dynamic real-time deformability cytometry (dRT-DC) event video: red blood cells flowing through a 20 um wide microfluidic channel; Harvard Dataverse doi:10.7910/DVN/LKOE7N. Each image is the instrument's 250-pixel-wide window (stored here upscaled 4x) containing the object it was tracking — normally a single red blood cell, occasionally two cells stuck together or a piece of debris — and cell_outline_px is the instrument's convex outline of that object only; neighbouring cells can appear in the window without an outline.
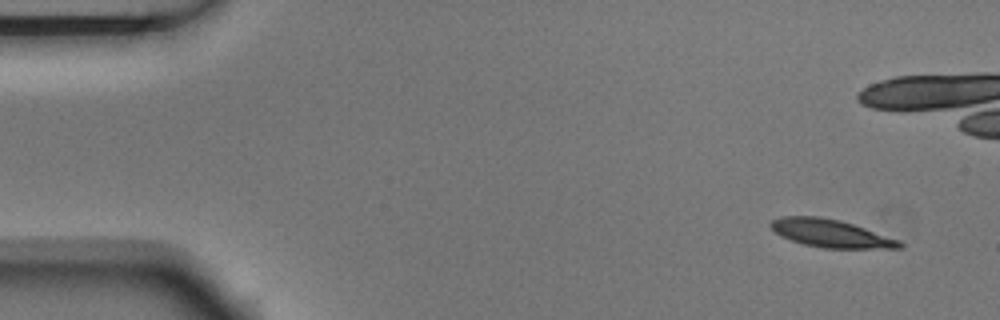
{"species": "Egyptian fruit bat (a non-hibernating species)", "species_latin": "Rousettus aegyptiacus", "temperature_condition": "room temperature", "stored_images_in_passage": 7, "camera_frame_rate_fps": 3000, "um_per_image_px": 0.085, "animal": {"sex": "male"}, "frame": {"image": 1, "passage_image": 1, "time_ms": 0.0, "image_size_px": [1000, 320], "cell_outline_px": [[904, 248], [824, 248], [804, 244], [780, 236], [768, 224], [772, 220], [780, 216], [820, 216], [840, 220], [900, 240], [904, 244]], "centroid_in_image_um": [70.61, 19.83], "position_along_channel_um": 14.4, "area_um2": 20.81}}